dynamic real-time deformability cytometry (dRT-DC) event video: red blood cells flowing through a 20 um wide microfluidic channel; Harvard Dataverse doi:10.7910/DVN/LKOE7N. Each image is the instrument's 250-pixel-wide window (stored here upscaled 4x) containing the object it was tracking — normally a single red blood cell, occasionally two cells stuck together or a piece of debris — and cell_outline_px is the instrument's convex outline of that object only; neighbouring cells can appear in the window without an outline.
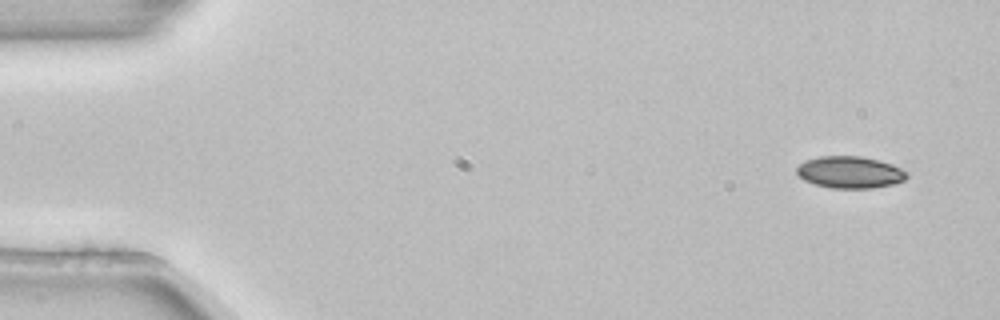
{"species": "common noctule bat (a hibernating species)", "species_latin": "Nyctalus noctula", "temperature_condition": "room temperature", "stored_images_in_passage": 4, "camera_frame_rate_fps": 3000, "um_per_image_px": 0.085, "animal": {"sex": "female", "body_mass_g": 22.7, "forearm_length_mm": 54.2}, "frame": {"image": 1, "passage_image": 1, "time_ms": 0.0, "image_size_px": [1000, 320], "cell_outline_px": [[908, 176], [904, 180], [892, 184], [872, 188], [832, 188], [816, 184], [804, 180], [796, 172], [796, 168], [800, 164], [808, 160], [820, 156], [860, 156], [880, 160], [892, 164], [908, 172]], "centroid_in_image_um": [72.27, 14.64], "position_along_channel_um": 12.7, "area_um2": 20.35}}
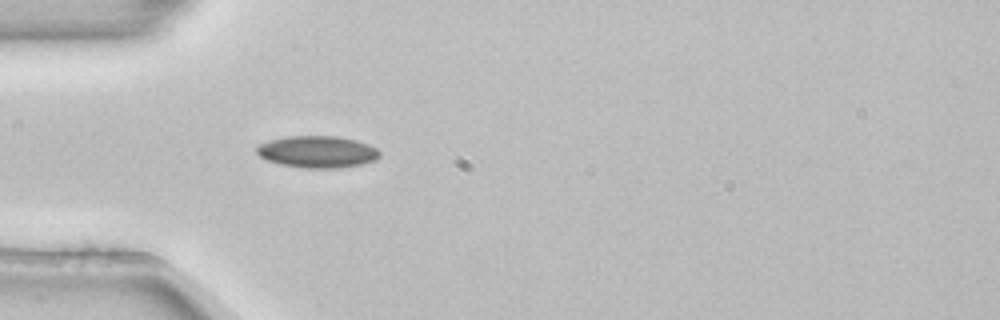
{"frame": {"image": 2, "passage_image": 4, "time_ms": 1.0, "image_size_px": [1000, 320], "cell_outline_px": [[380, 156], [376, 160], [360, 164], [336, 168], [304, 168], [280, 164], [268, 160], [260, 156], [256, 152], [256, 148], [260, 144], [268, 140], [288, 136], [336, 136], [356, 140], [368, 144], [376, 148], [380, 152]], "centroid_in_image_um": [26.98, 12.9], "position_along_channel_um": 58.0, "area_um2": 22.77}}